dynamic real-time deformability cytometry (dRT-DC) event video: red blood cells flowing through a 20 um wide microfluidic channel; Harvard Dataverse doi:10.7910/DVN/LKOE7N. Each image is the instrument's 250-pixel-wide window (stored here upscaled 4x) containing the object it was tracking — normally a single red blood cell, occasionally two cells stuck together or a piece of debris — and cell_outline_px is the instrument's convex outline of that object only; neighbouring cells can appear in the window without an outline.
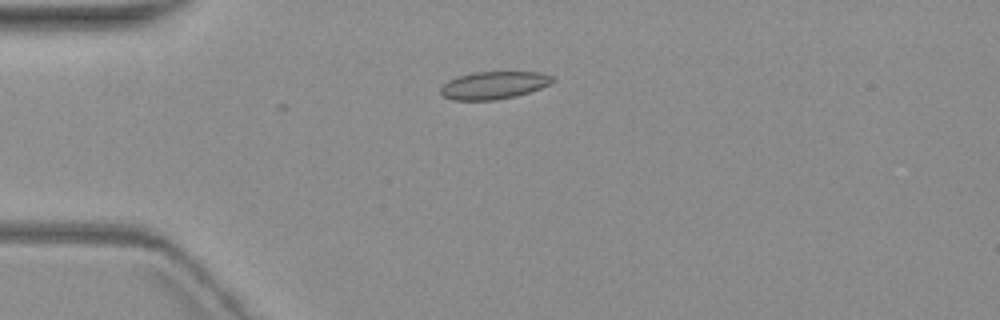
{"species": "common noctule bat (a hibernating species)", "species_latin": "Nyctalus noctula", "temperature_condition": "warm", "stored_images_in_passage": 3, "camera_frame_rate_fps": 3000, "um_per_image_px": 0.085, "animal": {"sex": "female", "body_mass_g": 19.3, "forearm_length_mm": 54.1}, "frame": {"image": 1, "passage_image": 2, "time_ms": 1.333, "image_size_px": [1000, 320], "cell_outline_px": [[556, 80], [540, 88], [516, 96], [496, 100], [452, 100], [444, 96], [440, 92], [440, 88], [448, 80], [456, 76], [472, 72], [540, 72], [552, 76]], "centroid_in_image_um": [41.94, 7.24], "position_along_channel_um": 43.1, "area_um2": 18.03}}